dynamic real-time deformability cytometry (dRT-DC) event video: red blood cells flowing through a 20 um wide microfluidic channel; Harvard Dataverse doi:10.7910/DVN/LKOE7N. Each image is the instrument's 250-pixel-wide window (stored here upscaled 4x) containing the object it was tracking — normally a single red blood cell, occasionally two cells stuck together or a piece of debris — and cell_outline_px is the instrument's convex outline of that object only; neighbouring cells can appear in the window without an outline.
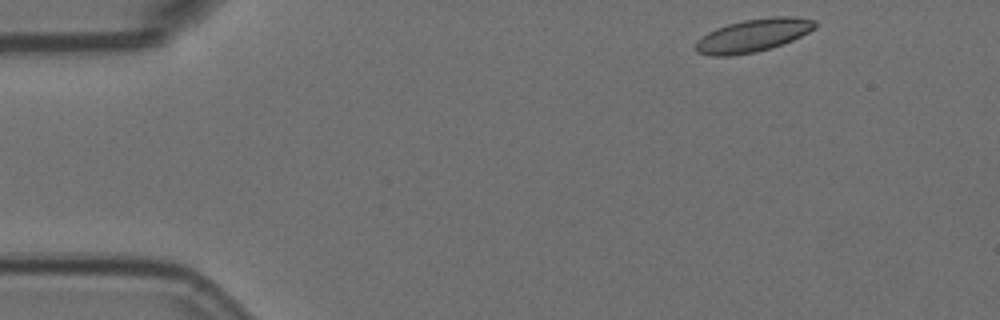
{"species": "Egyptian fruit bat (a non-hibernating species)", "species_latin": "Rousettus aegyptiacus", "temperature_condition": "room temperature", "stored_images_in_passage": 5, "segment_of_instrument_passage": [1, 2], "camera_frame_rate_fps": 3000, "um_per_image_px": 0.085, "animal": {"sex": "female"}, "frame": {"image": 1, "passage_image": 1, "time_ms": 0.0, "image_size_px": [1000, 320], "cell_outline_px": [[816, 28], [792, 40], [756, 52], [728, 56], [712, 56], [696, 52], [696, 40], [708, 32], [716, 28], [728, 24], [744, 20], [772, 16], [792, 16], [816, 20]], "centroid_in_image_um": [64.0, 3.0], "position_along_channel_um": 21.0, "area_um2": 22.77}}
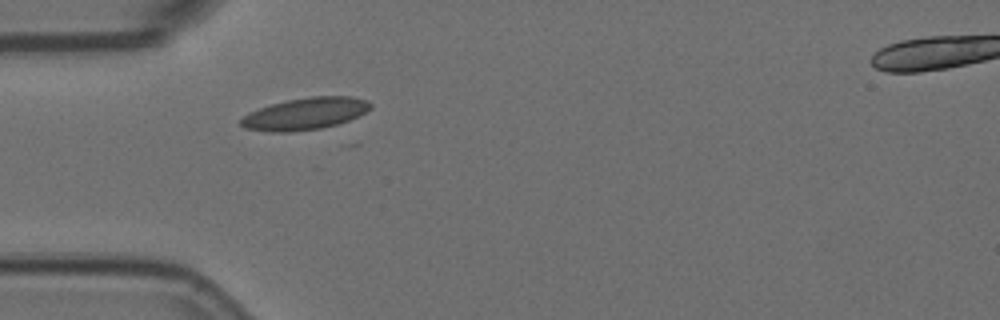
{"frame": {"image": 2, "passage_image": 4, "time_ms": 1.0, "image_size_px": [1000, 320], "cell_outline_px": [[372, 108], [348, 120], [336, 124], [320, 128], [288, 132], [268, 132], [244, 128], [240, 124], [240, 120], [244, 116], [260, 108], [272, 104], [288, 100], [312, 96], [352, 96], [368, 100], [372, 104]], "centroid_in_image_um": [25.95, 9.66], "position_along_channel_um": 59.1, "area_um2": 23.87}}